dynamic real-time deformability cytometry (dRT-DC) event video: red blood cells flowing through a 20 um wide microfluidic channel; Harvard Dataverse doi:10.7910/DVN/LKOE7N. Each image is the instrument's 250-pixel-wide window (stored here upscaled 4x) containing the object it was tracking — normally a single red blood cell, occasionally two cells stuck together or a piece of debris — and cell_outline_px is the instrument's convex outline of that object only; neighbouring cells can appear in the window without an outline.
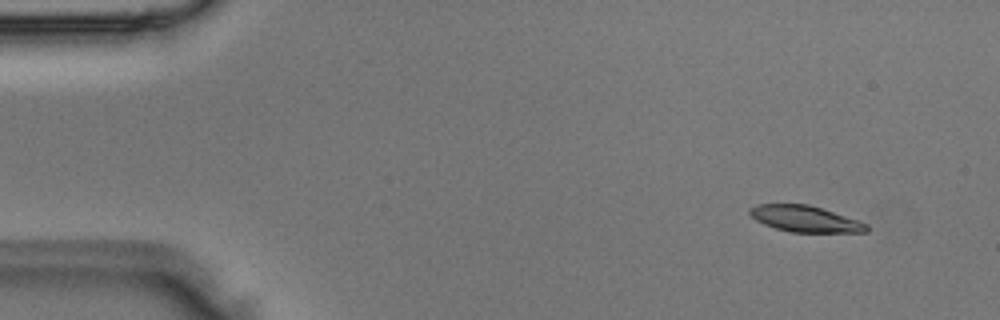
{"species": "Egyptian fruit bat (a non-hibernating species)", "species_latin": "Rousettus aegyptiacus", "temperature_condition": "room temperature", "stored_images_in_passage": 5, "camera_frame_rate_fps": 3000, "um_per_image_px": 0.085, "animal": {"sex": "male"}, "frame": {"image": 1, "passage_image": 2, "time_ms": 0.333, "image_size_px": [1000, 320], "cell_outline_px": [[868, 232], [792, 232], [776, 228], [764, 224], [756, 220], [748, 212], [748, 208], [756, 204], [808, 204], [860, 220], [868, 224]], "centroid_in_image_um": [68.44, 18.59], "position_along_channel_um": 16.6, "area_um2": 17.86}}
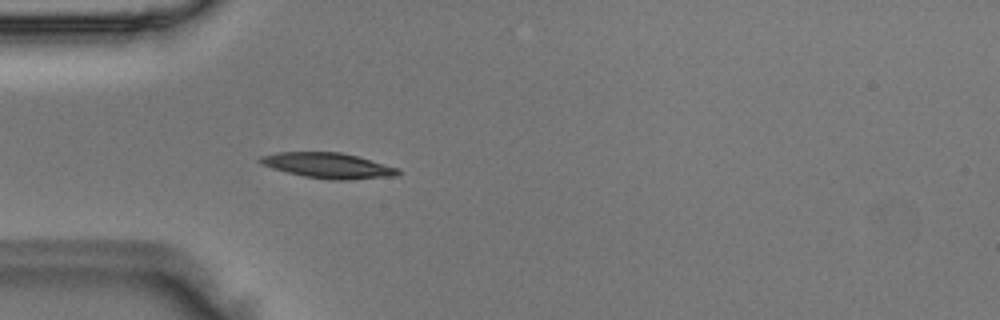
{"frame": {"image": 2, "passage_image": 5, "time_ms": 1.333, "image_size_px": [1000, 320], "cell_outline_px": [[400, 172], [396, 176], [348, 180], [332, 180], [304, 176], [272, 168], [260, 164], [256, 160], [260, 156], [280, 152], [340, 152], [356, 156], [400, 168]], "centroid_in_image_um": [27.88, 14.07], "position_along_channel_um": 57.1, "area_um2": 20.4}}